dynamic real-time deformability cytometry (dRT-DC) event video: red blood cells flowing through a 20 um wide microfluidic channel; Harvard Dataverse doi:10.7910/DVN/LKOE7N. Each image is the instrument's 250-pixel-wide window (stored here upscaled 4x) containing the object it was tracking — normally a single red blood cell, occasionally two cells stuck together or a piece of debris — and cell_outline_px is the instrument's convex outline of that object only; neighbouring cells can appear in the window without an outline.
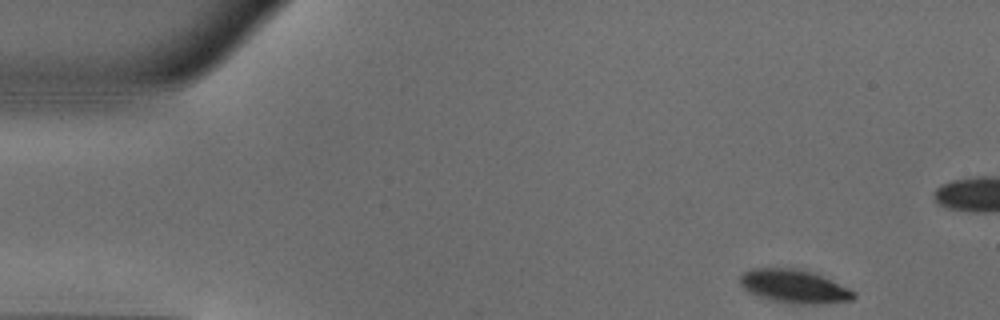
{"species": "common noctule bat (a hibernating species)", "species_latin": "Nyctalus noctula", "temperature_condition": "warm", "stored_images_in_passage": 48, "camera_frame_rate_fps": 3000, "um_per_image_px": 0.085, "animal": {"sex": "male", "body_mass_g": 18.8}, "frame": {"image": 1, "passage_image": 1, "time_ms": 0.0, "image_size_px": [1000, 320], "cell_outline_px": [[856, 296], [852, 300], [828, 304], [800, 304], [776, 300], [760, 296], [748, 292], [740, 284], [740, 276], [744, 272], [752, 268], [796, 268], [812, 272], [824, 276], [856, 292]], "centroid_in_image_um": [67.55, 24.33], "position_along_channel_um": 17.5, "area_um2": 22.08}}
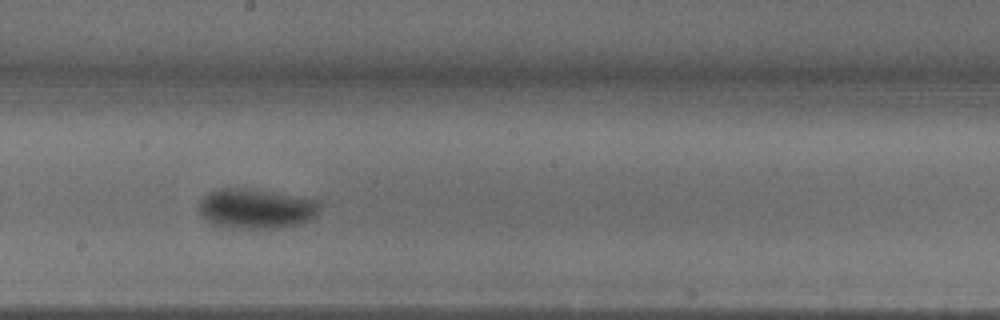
{"frame": {"image": 2, "passage_image": 24, "time_ms": 7.667, "image_size_px": [1000, 320], "cell_outline_px": [[320, 208], [316, 216], [300, 224], [280, 228], [224, 228], [212, 224], [200, 212], [200, 200], [204, 196], [220, 188], [256, 188], [316, 200], [320, 204]], "centroid_in_image_um": [21.79, 17.73], "position_along_channel_um": 226.4, "area_um2": 28.21}}
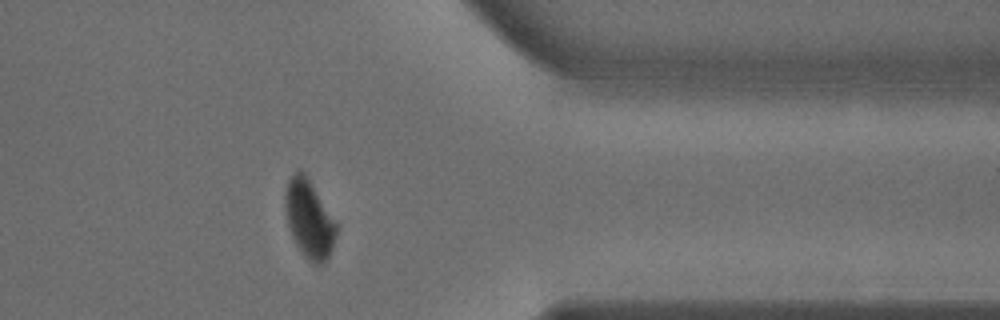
{"frame": {"image": 3, "passage_image": 37, "time_ms": 12.0, "image_size_px": [1000, 320], "cell_outline_px": [[340, 224], [332, 248], [324, 264], [312, 264], [304, 256], [296, 244], [292, 236], [288, 224], [284, 204], [284, 192], [288, 180], [300, 168], [308, 176]], "centroid_in_image_um": [26.32, 18.59], "position_along_channel_um": 385.1, "area_um2": 23.93}, "authors_computed_cell_mechanics": {"area_um2": 26.1545, "velocity_mm_per_s": 3.9794, "shape_relaxation_time_tau1_ms": 2.8636, "shape_relaxation_time_tau2_ms": 0.9539, "deformation_change_tau1": 0.1508, "deformation_change_tau2": 0.0259}}